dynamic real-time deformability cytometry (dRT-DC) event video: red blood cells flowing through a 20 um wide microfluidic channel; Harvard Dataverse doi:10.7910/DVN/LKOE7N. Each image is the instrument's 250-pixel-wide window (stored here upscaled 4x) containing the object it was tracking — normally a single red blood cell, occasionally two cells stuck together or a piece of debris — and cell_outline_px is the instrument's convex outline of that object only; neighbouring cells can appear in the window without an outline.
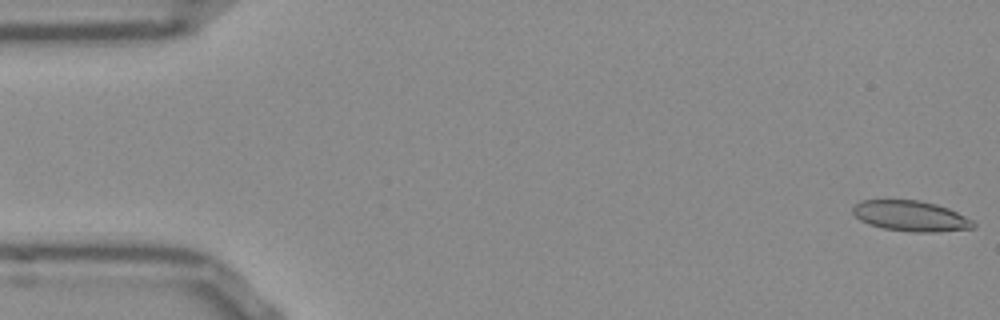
{"species": "Egyptian fruit bat (a non-hibernating species)", "species_latin": "Rousettus aegyptiacus", "temperature_condition": "room temperature", "stored_images_in_passage": 52, "camera_frame_rate_fps": 3000, "um_per_image_px": 0.085, "frame": {"image": 1, "passage_image": 1, "time_ms": 0.0, "image_size_px": [1000, 320], "cell_outline_px": [[976, 228], [936, 232], [912, 232], [884, 228], [868, 224], [860, 220], [852, 212], [852, 208], [856, 204], [864, 200], [920, 200], [936, 204], [948, 208], [972, 220], [976, 224]], "centroid_in_image_um": [77.43, 18.36], "position_along_channel_um": 7.6, "area_um2": 21.39}}
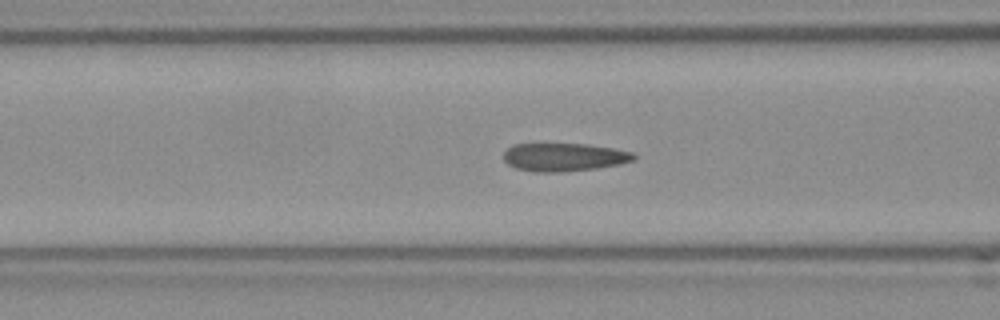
{"frame": {"image": 2, "passage_image": 20, "time_ms": 6.333, "image_size_px": [1000, 320], "cell_outline_px": [[636, 160], [620, 164], [596, 168], [564, 172], [532, 172], [516, 168], [508, 164], [504, 160], [504, 152], [512, 144], [584, 144], [612, 148], [632, 152], [636, 156]], "centroid_in_image_um": [47.94, 13.36], "position_along_channel_um": 118.7, "area_um2": 21.39}}
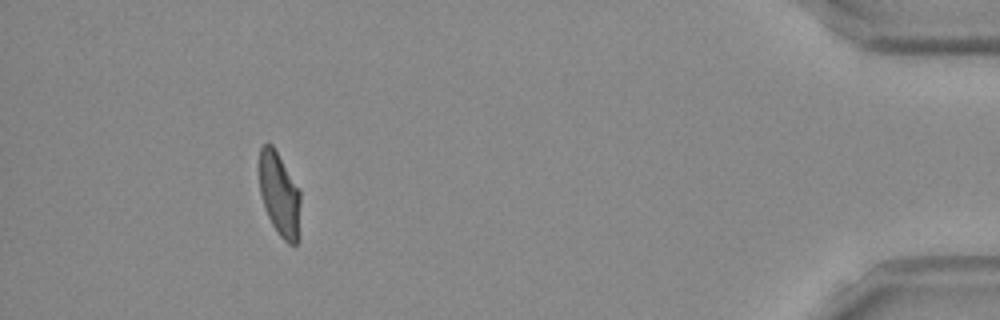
{"frame": {"image": 3, "passage_image": 48, "time_ms": 15.667, "image_size_px": [1000, 320], "cell_outline_px": [[300, 236], [296, 244], [288, 244], [280, 236], [272, 224], [264, 208], [260, 192], [260, 148], [264, 144], [272, 144], [300, 188]], "centroid_in_image_um": [23.79, 16.56], "position_along_channel_um": 411.4, "area_um2": 20.35}, "authors_computed_cell_mechanics": {"area_um2": 21.2993, "velocity_mm_per_s": 3.8411, "shape_relaxation_time_tau1_ms": 9.75, "shape_relaxation_time_tau2_ms": 1.0992, "deformation_change_tau1": 0.227, "deformation_change_tau2": 0.0684}}